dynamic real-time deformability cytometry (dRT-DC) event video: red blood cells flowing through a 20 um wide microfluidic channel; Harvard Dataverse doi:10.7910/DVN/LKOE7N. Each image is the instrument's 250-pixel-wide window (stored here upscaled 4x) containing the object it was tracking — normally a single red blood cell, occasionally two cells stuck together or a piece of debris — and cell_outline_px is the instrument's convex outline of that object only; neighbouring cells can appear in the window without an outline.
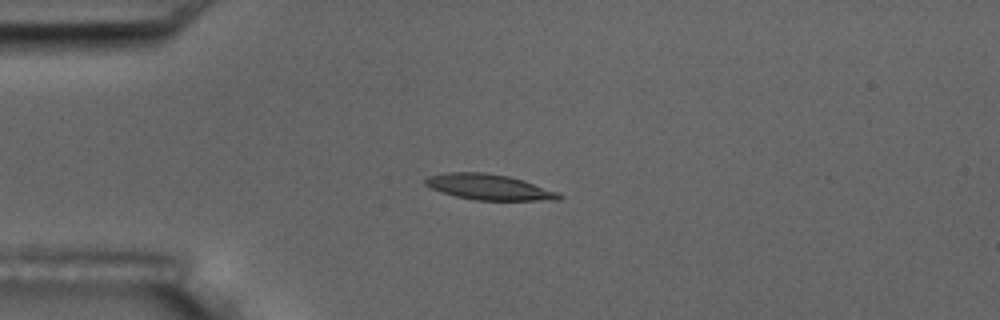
{"species": "common noctule bat (a hibernating species)", "species_latin": "Nyctalus noctula", "temperature_condition": "room temperature", "stored_images_in_passage": 4, "camera_frame_rate_fps": 3000, "um_per_image_px": 0.085, "animal": {"sex": "male", "body_mass_g": 17.5, "forearm_length_mm": 52.3}, "frame": {"image": 1, "passage_image": 3, "time_ms": 3.0, "image_size_px": [1000, 320], "cell_outline_px": [[564, 196], [560, 200], [476, 200], [456, 196], [432, 188], [424, 184], [424, 180], [428, 176], [444, 172], [484, 172], [508, 176], [524, 180], [556, 192]], "centroid_in_image_um": [41.55, 15.89], "position_along_channel_um": 43.4, "area_um2": 19.83}}